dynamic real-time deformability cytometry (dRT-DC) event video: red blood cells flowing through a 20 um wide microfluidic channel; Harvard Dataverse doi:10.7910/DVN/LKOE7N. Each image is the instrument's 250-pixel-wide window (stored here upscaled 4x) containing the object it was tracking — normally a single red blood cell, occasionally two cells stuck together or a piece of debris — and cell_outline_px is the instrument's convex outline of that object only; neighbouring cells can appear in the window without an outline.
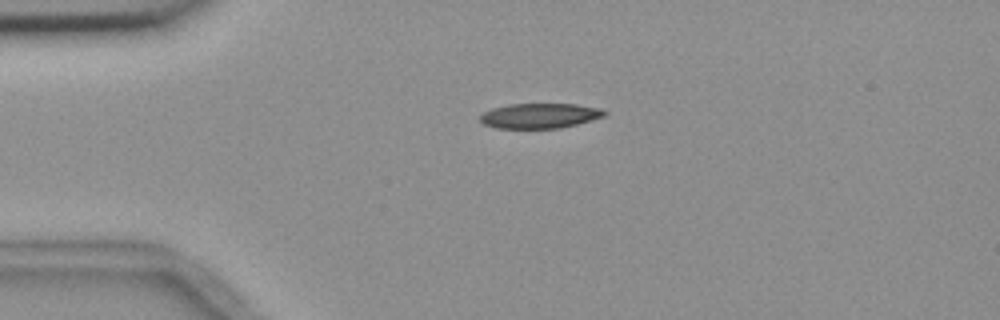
{"species": "common noctule bat (a hibernating species)", "species_latin": "Nyctalus noctula", "temperature_condition": "room temperature", "stored_images_in_passage": 2, "camera_frame_rate_fps": 3000, "um_per_image_px": 0.085, "animal": {"sex": "female", "body_mass_g": 18.4}, "frame": {"image": 1, "passage_image": 1, "time_ms": 0.0, "image_size_px": [1000, 320], "cell_outline_px": [[608, 112], [604, 116], [592, 120], [560, 128], [496, 128], [484, 124], [480, 120], [480, 116], [484, 112], [492, 108], [508, 104], [576, 104], [600, 108]], "centroid_in_image_um": [45.88, 9.83], "position_along_channel_um": 39.1, "area_um2": 18.09}}